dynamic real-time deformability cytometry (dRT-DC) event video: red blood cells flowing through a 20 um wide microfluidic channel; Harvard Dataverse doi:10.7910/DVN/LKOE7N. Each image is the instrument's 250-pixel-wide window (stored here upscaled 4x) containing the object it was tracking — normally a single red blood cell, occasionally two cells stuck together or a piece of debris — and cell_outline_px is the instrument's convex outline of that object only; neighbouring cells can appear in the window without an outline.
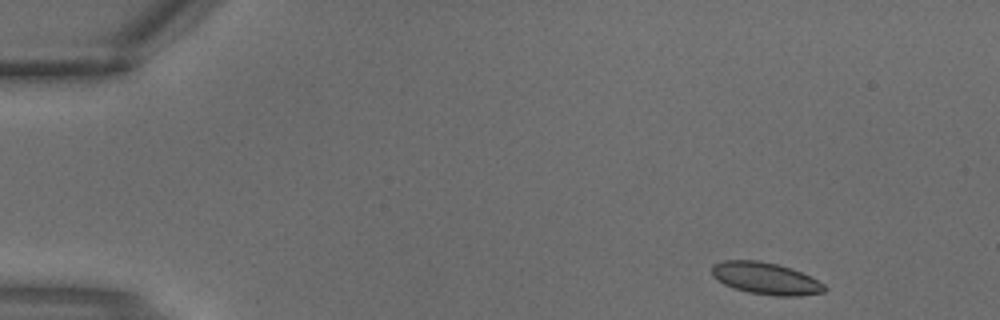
{"species": "common noctule bat (a hibernating species)", "species_latin": "Nyctalus noctula", "temperature_condition": "warm", "stored_images_in_passage": 2, "camera_frame_rate_fps": 3000, "um_per_image_px": 0.085, "animal": {"sex": "male", "body_mass_g": 18.8}, "frame": {"image": 1, "passage_image": 1, "time_ms": 0.0, "image_size_px": [1000, 320], "cell_outline_px": [[828, 288], [824, 292], [800, 296], [776, 296], [748, 292], [724, 284], [716, 280], [712, 276], [712, 264], [724, 260], [756, 260], [776, 264], [792, 268], [824, 284]], "centroid_in_image_um": [65.07, 23.67], "position_along_channel_um": 19.9, "area_um2": 20.92}}